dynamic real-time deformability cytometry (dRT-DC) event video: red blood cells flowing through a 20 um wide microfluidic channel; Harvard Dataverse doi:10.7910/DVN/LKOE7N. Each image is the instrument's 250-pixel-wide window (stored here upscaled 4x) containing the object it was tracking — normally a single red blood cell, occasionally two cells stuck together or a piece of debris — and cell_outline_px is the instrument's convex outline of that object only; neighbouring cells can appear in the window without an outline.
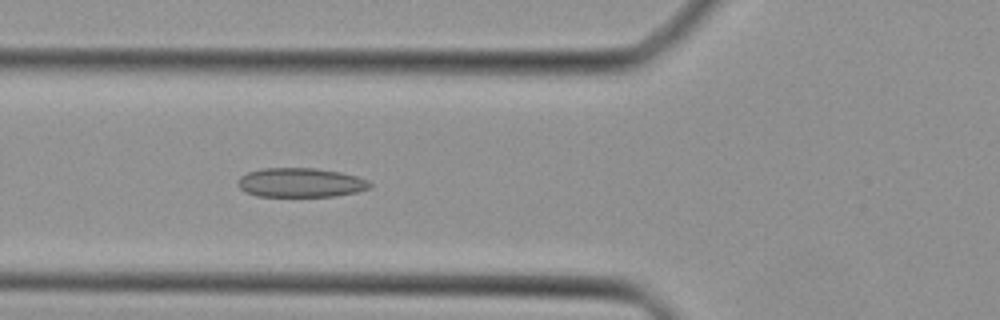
{"species": "Egyptian fruit bat (a non-hibernating species)", "species_latin": "Rousettus aegyptiacus", "temperature_condition": "cold", "stored_images_in_passage": 44, "camera_frame_rate_fps": 3000, "um_per_image_px": 0.085, "animal": {"sex": "female"}, "frame": {"image": 1, "passage_image": 16, "time_ms": 5.0, "image_size_px": [1000, 320], "cell_outline_px": [[372, 188], [356, 192], [336, 196], [256, 196], [244, 192], [236, 184], [236, 180], [240, 176], [248, 172], [264, 168], [316, 168], [340, 172], [356, 176], [368, 180], [372, 184]], "centroid_in_image_um": [25.53, 15.52], "position_along_channel_um": 100.3, "area_um2": 22.72}}
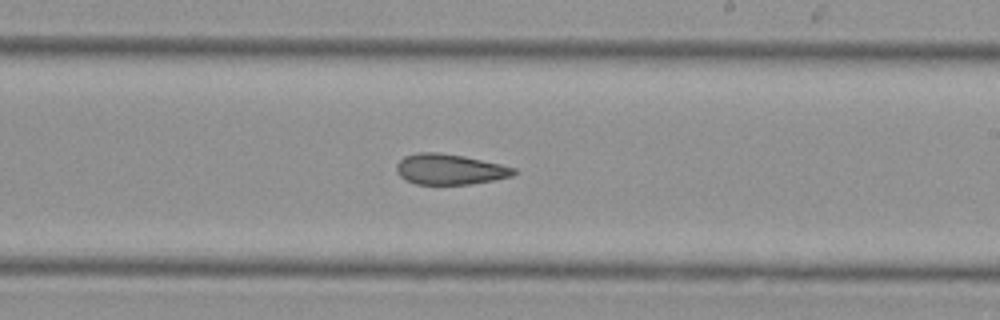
{"frame": {"image": 2, "passage_image": 26, "time_ms": 8.333, "image_size_px": [1000, 320], "cell_outline_px": [[516, 172], [512, 176], [492, 180], [468, 184], [416, 184], [404, 180], [396, 172], [396, 164], [404, 156], [420, 152], [440, 152], [464, 156], [500, 164], [516, 168]], "centroid_in_image_um": [38.19, 14.38], "position_along_channel_um": 250.8, "area_um2": 20.87}}
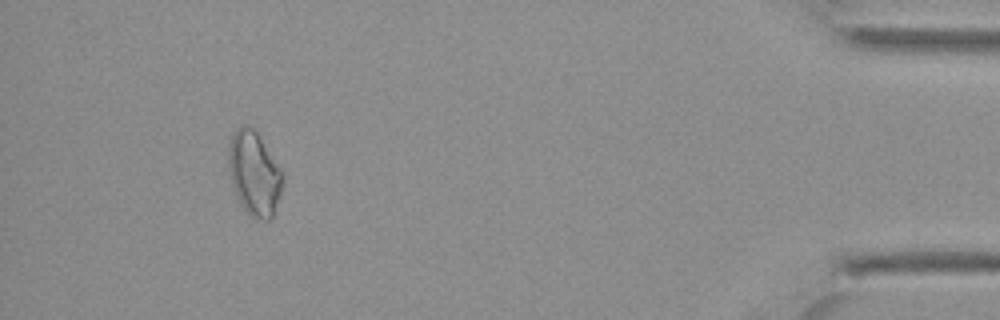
{"frame": {"image": 3, "passage_image": 41, "time_ms": 13.333, "image_size_px": [1000, 320], "cell_outline_px": [[284, 180], [280, 196], [272, 216], [268, 220], [264, 220], [252, 216], [240, 204], [232, 184], [228, 172], [228, 148], [232, 136], [236, 128], [244, 124], [248, 124], [256, 132], [280, 168], [284, 176]], "centroid_in_image_um": [21.59, 14.73], "position_along_channel_um": 413.6, "area_um2": 26.3}}